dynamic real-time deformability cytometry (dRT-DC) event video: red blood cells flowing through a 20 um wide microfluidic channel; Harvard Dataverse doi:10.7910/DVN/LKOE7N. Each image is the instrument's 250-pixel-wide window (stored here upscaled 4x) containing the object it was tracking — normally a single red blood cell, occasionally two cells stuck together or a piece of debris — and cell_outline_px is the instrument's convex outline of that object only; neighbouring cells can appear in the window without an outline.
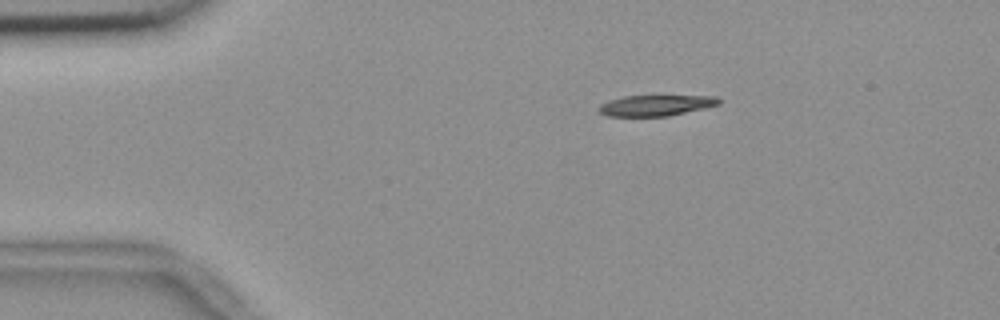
{"species": "common noctule bat (a hibernating species)", "species_latin": "Nyctalus noctula", "temperature_condition": "room temperature", "stored_images_in_passage": 46, "camera_frame_rate_fps": 3000, "um_per_image_px": 0.085, "animal": {"sex": "female", "body_mass_g": 18.4}, "frame": {"image": 1, "passage_image": 1, "time_ms": 0.0, "image_size_px": [1000, 320], "cell_outline_px": [[720, 104], [704, 108], [668, 116], [608, 116], [600, 112], [596, 108], [600, 104], [608, 100], [624, 96], [716, 96], [720, 100]], "centroid_in_image_um": [55.7, 8.96], "position_along_channel_um": 29.3, "area_um2": 14.51}}
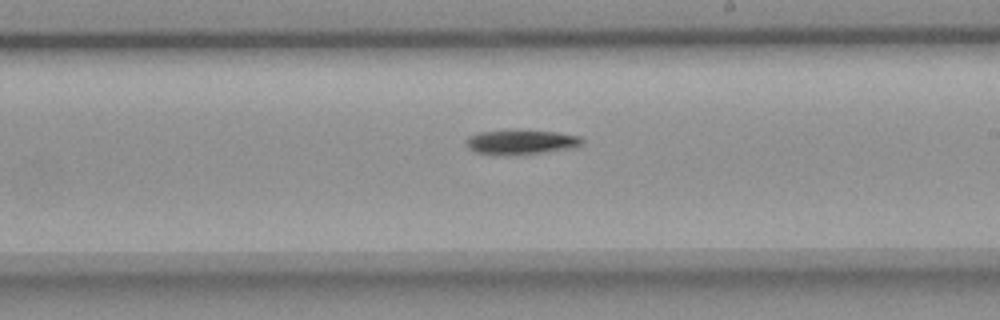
{"frame": {"image": 2, "passage_image": 23, "time_ms": 7.333, "image_size_px": [1000, 320], "cell_outline_px": [[584, 144], [576, 148], [540, 152], [476, 152], [468, 148], [464, 144], [464, 140], [468, 136], [480, 132], [556, 132], [580, 136], [584, 140]], "centroid_in_image_um": [44.36, 12.06], "position_along_channel_um": 244.6, "area_um2": 15.32}}
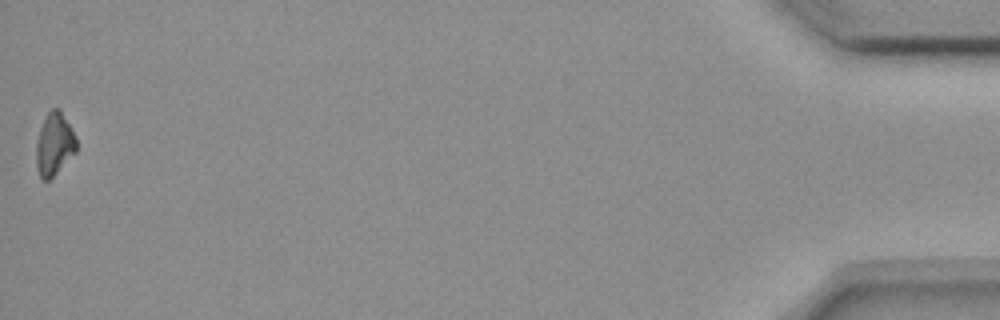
{"frame": {"image": 3, "passage_image": 46, "time_ms": 15.0, "image_size_px": [1000, 320], "cell_outline_px": [[76, 152], [48, 180], [44, 180], [40, 176], [36, 164], [36, 144], [40, 128], [48, 112], [52, 108], [60, 108], [72, 128], [76, 136]], "centroid_in_image_um": [4.63, 12.21], "position_along_channel_um": 430.6, "area_um2": 14.51}, "authors_computed_cell_mechanics": {"area_um2": 15.8372, "velocity_mm_per_s": 3.6858, "shape_relaxation_time_tau1_ms": 8.4526, "shape_relaxation_time_tau2_ms": null, "deformation_change_tau1": 0.1818, "deformation_change_tau2": null}}